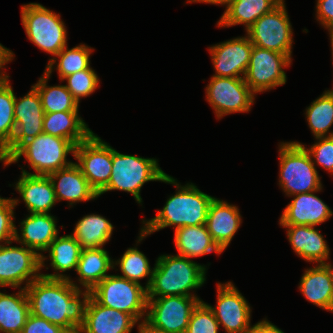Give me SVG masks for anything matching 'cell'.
<instances>
[{"label":"cell","instance_id":"cell-1","mask_svg":"<svg viewBox=\"0 0 333 333\" xmlns=\"http://www.w3.org/2000/svg\"><path fill=\"white\" fill-rule=\"evenodd\" d=\"M25 292L30 314L59 325L69 333H78L83 326L91 291L84 289L82 292L73 280L40 276L25 288Z\"/></svg>","mask_w":333,"mask_h":333},{"label":"cell","instance_id":"cell-2","mask_svg":"<svg viewBox=\"0 0 333 333\" xmlns=\"http://www.w3.org/2000/svg\"><path fill=\"white\" fill-rule=\"evenodd\" d=\"M161 182L176 185V194L170 196L162 210L148 220H143L144 227L140 231L138 242L147 235L168 226L175 227V230L183 226H197L206 224L208 208L214 197L201 192L194 184L181 186L177 181L165 175Z\"/></svg>","mask_w":333,"mask_h":333},{"label":"cell","instance_id":"cell-3","mask_svg":"<svg viewBox=\"0 0 333 333\" xmlns=\"http://www.w3.org/2000/svg\"><path fill=\"white\" fill-rule=\"evenodd\" d=\"M206 266L180 255H161L153 268L147 298L162 296H187L190 290L200 288L206 281Z\"/></svg>","mask_w":333,"mask_h":333},{"label":"cell","instance_id":"cell-4","mask_svg":"<svg viewBox=\"0 0 333 333\" xmlns=\"http://www.w3.org/2000/svg\"><path fill=\"white\" fill-rule=\"evenodd\" d=\"M279 185L288 196L318 192L320 177L305 146L299 142H282L279 148Z\"/></svg>","mask_w":333,"mask_h":333},{"label":"cell","instance_id":"cell-5","mask_svg":"<svg viewBox=\"0 0 333 333\" xmlns=\"http://www.w3.org/2000/svg\"><path fill=\"white\" fill-rule=\"evenodd\" d=\"M166 173L154 158L126 155L112 148V168L108 185L98 194L121 190L131 193L141 204V187L148 181H161Z\"/></svg>","mask_w":333,"mask_h":333},{"label":"cell","instance_id":"cell-6","mask_svg":"<svg viewBox=\"0 0 333 333\" xmlns=\"http://www.w3.org/2000/svg\"><path fill=\"white\" fill-rule=\"evenodd\" d=\"M70 152L74 156L75 145L70 140L42 132L23 143L12 154V163H16L24 155L36 173H29L21 167L22 173L48 175L73 163L66 159Z\"/></svg>","mask_w":333,"mask_h":333},{"label":"cell","instance_id":"cell-7","mask_svg":"<svg viewBox=\"0 0 333 333\" xmlns=\"http://www.w3.org/2000/svg\"><path fill=\"white\" fill-rule=\"evenodd\" d=\"M21 20L29 40L39 49L56 56L67 46V30L60 15L41 4L22 5Z\"/></svg>","mask_w":333,"mask_h":333},{"label":"cell","instance_id":"cell-8","mask_svg":"<svg viewBox=\"0 0 333 333\" xmlns=\"http://www.w3.org/2000/svg\"><path fill=\"white\" fill-rule=\"evenodd\" d=\"M91 296L102 306L132 315L137 321L147 312V290L141 285L118 275H108ZM146 310V311H145Z\"/></svg>","mask_w":333,"mask_h":333},{"label":"cell","instance_id":"cell-9","mask_svg":"<svg viewBox=\"0 0 333 333\" xmlns=\"http://www.w3.org/2000/svg\"><path fill=\"white\" fill-rule=\"evenodd\" d=\"M282 0L270 12L256 20L247 31L251 43L259 48L273 50L291 59L292 28Z\"/></svg>","mask_w":333,"mask_h":333},{"label":"cell","instance_id":"cell-10","mask_svg":"<svg viewBox=\"0 0 333 333\" xmlns=\"http://www.w3.org/2000/svg\"><path fill=\"white\" fill-rule=\"evenodd\" d=\"M198 297L162 296L147 298L146 321L167 333H185Z\"/></svg>","mask_w":333,"mask_h":333},{"label":"cell","instance_id":"cell-11","mask_svg":"<svg viewBox=\"0 0 333 333\" xmlns=\"http://www.w3.org/2000/svg\"><path fill=\"white\" fill-rule=\"evenodd\" d=\"M0 246V287L19 288L26 281V288L41 276L42 256L31 248Z\"/></svg>","mask_w":333,"mask_h":333},{"label":"cell","instance_id":"cell-12","mask_svg":"<svg viewBox=\"0 0 333 333\" xmlns=\"http://www.w3.org/2000/svg\"><path fill=\"white\" fill-rule=\"evenodd\" d=\"M291 61L285 54L253 45L245 83L255 94L283 85L287 79L283 67Z\"/></svg>","mask_w":333,"mask_h":333},{"label":"cell","instance_id":"cell-13","mask_svg":"<svg viewBox=\"0 0 333 333\" xmlns=\"http://www.w3.org/2000/svg\"><path fill=\"white\" fill-rule=\"evenodd\" d=\"M74 157L90 186L99 194L111 176L112 147L92 133L75 146Z\"/></svg>","mask_w":333,"mask_h":333},{"label":"cell","instance_id":"cell-14","mask_svg":"<svg viewBox=\"0 0 333 333\" xmlns=\"http://www.w3.org/2000/svg\"><path fill=\"white\" fill-rule=\"evenodd\" d=\"M254 96L255 93L244 78L212 76L206 87L207 101L218 118L230 113L250 111Z\"/></svg>","mask_w":333,"mask_h":333},{"label":"cell","instance_id":"cell-15","mask_svg":"<svg viewBox=\"0 0 333 333\" xmlns=\"http://www.w3.org/2000/svg\"><path fill=\"white\" fill-rule=\"evenodd\" d=\"M217 293V306H208L219 325H222L227 333H248L251 329V308L248 301L232 282L218 283Z\"/></svg>","mask_w":333,"mask_h":333},{"label":"cell","instance_id":"cell-16","mask_svg":"<svg viewBox=\"0 0 333 333\" xmlns=\"http://www.w3.org/2000/svg\"><path fill=\"white\" fill-rule=\"evenodd\" d=\"M44 114L40 95L33 86L31 91L21 99L18 100L15 96V133L7 146L11 155L23 143L43 132Z\"/></svg>","mask_w":333,"mask_h":333},{"label":"cell","instance_id":"cell-17","mask_svg":"<svg viewBox=\"0 0 333 333\" xmlns=\"http://www.w3.org/2000/svg\"><path fill=\"white\" fill-rule=\"evenodd\" d=\"M252 48L253 44L248 35L210 47L209 51L216 71L213 76L244 78L249 66Z\"/></svg>","mask_w":333,"mask_h":333},{"label":"cell","instance_id":"cell-18","mask_svg":"<svg viewBox=\"0 0 333 333\" xmlns=\"http://www.w3.org/2000/svg\"><path fill=\"white\" fill-rule=\"evenodd\" d=\"M137 322L132 315L102 306L90 296L78 333H130Z\"/></svg>","mask_w":333,"mask_h":333},{"label":"cell","instance_id":"cell-19","mask_svg":"<svg viewBox=\"0 0 333 333\" xmlns=\"http://www.w3.org/2000/svg\"><path fill=\"white\" fill-rule=\"evenodd\" d=\"M284 209L280 225H309L316 226L326 222L332 215L326 205L314 192L299 193Z\"/></svg>","mask_w":333,"mask_h":333},{"label":"cell","instance_id":"cell-20","mask_svg":"<svg viewBox=\"0 0 333 333\" xmlns=\"http://www.w3.org/2000/svg\"><path fill=\"white\" fill-rule=\"evenodd\" d=\"M241 222L237 206L214 197L208 208L205 225L212 239L222 251L230 244Z\"/></svg>","mask_w":333,"mask_h":333},{"label":"cell","instance_id":"cell-21","mask_svg":"<svg viewBox=\"0 0 333 333\" xmlns=\"http://www.w3.org/2000/svg\"><path fill=\"white\" fill-rule=\"evenodd\" d=\"M20 224L21 235L18 234L16 229L14 241L40 254L42 256V267H44L46 257L39 251H46L58 236L55 217L49 213H31Z\"/></svg>","mask_w":333,"mask_h":333},{"label":"cell","instance_id":"cell-22","mask_svg":"<svg viewBox=\"0 0 333 333\" xmlns=\"http://www.w3.org/2000/svg\"><path fill=\"white\" fill-rule=\"evenodd\" d=\"M52 182L57 201L67 200L70 205L98 196L76 163L47 175Z\"/></svg>","mask_w":333,"mask_h":333},{"label":"cell","instance_id":"cell-23","mask_svg":"<svg viewBox=\"0 0 333 333\" xmlns=\"http://www.w3.org/2000/svg\"><path fill=\"white\" fill-rule=\"evenodd\" d=\"M299 288L306 300L332 312L333 267L331 264H318L305 270Z\"/></svg>","mask_w":333,"mask_h":333},{"label":"cell","instance_id":"cell-24","mask_svg":"<svg viewBox=\"0 0 333 333\" xmlns=\"http://www.w3.org/2000/svg\"><path fill=\"white\" fill-rule=\"evenodd\" d=\"M15 189L30 213H49L57 202L52 182L47 175L22 173Z\"/></svg>","mask_w":333,"mask_h":333},{"label":"cell","instance_id":"cell-25","mask_svg":"<svg viewBox=\"0 0 333 333\" xmlns=\"http://www.w3.org/2000/svg\"><path fill=\"white\" fill-rule=\"evenodd\" d=\"M287 228L288 240L298 256L308 262L327 264L329 247L315 226L282 225Z\"/></svg>","mask_w":333,"mask_h":333},{"label":"cell","instance_id":"cell-26","mask_svg":"<svg viewBox=\"0 0 333 333\" xmlns=\"http://www.w3.org/2000/svg\"><path fill=\"white\" fill-rule=\"evenodd\" d=\"M78 115V111L45 113L43 132L68 139L76 146L93 133Z\"/></svg>","mask_w":333,"mask_h":333},{"label":"cell","instance_id":"cell-27","mask_svg":"<svg viewBox=\"0 0 333 333\" xmlns=\"http://www.w3.org/2000/svg\"><path fill=\"white\" fill-rule=\"evenodd\" d=\"M175 247L180 256L187 258L199 257L215 252L223 251L212 239L205 224L197 226H183L175 230Z\"/></svg>","mask_w":333,"mask_h":333},{"label":"cell","instance_id":"cell-28","mask_svg":"<svg viewBox=\"0 0 333 333\" xmlns=\"http://www.w3.org/2000/svg\"><path fill=\"white\" fill-rule=\"evenodd\" d=\"M114 263L103 248L82 249L76 269L80 285L91 291L108 276L106 273L115 267Z\"/></svg>","mask_w":333,"mask_h":333},{"label":"cell","instance_id":"cell-29","mask_svg":"<svg viewBox=\"0 0 333 333\" xmlns=\"http://www.w3.org/2000/svg\"><path fill=\"white\" fill-rule=\"evenodd\" d=\"M281 1L282 0H236L226 7L217 25L218 27H229L244 24L246 31H248L256 20L270 12Z\"/></svg>","mask_w":333,"mask_h":333},{"label":"cell","instance_id":"cell-30","mask_svg":"<svg viewBox=\"0 0 333 333\" xmlns=\"http://www.w3.org/2000/svg\"><path fill=\"white\" fill-rule=\"evenodd\" d=\"M56 58L50 59L45 73L33 87L38 91L44 113L61 111H78L79 102L68 91L65 85L47 86V81L53 71Z\"/></svg>","mask_w":333,"mask_h":333},{"label":"cell","instance_id":"cell-31","mask_svg":"<svg viewBox=\"0 0 333 333\" xmlns=\"http://www.w3.org/2000/svg\"><path fill=\"white\" fill-rule=\"evenodd\" d=\"M19 289L13 295L0 292V332L21 333L30 314L25 288Z\"/></svg>","mask_w":333,"mask_h":333},{"label":"cell","instance_id":"cell-32","mask_svg":"<svg viewBox=\"0 0 333 333\" xmlns=\"http://www.w3.org/2000/svg\"><path fill=\"white\" fill-rule=\"evenodd\" d=\"M82 248L76 239L70 234L62 237H56L46 250L49 252L51 266L57 273L41 274L50 279H69L65 274H59L58 271L65 272L71 269H77L79 257Z\"/></svg>","mask_w":333,"mask_h":333},{"label":"cell","instance_id":"cell-33","mask_svg":"<svg viewBox=\"0 0 333 333\" xmlns=\"http://www.w3.org/2000/svg\"><path fill=\"white\" fill-rule=\"evenodd\" d=\"M113 225L103 216L90 214L84 216L76 223L74 233L71 234L85 248H103L110 240Z\"/></svg>","mask_w":333,"mask_h":333},{"label":"cell","instance_id":"cell-34","mask_svg":"<svg viewBox=\"0 0 333 333\" xmlns=\"http://www.w3.org/2000/svg\"><path fill=\"white\" fill-rule=\"evenodd\" d=\"M306 118L315 138L333 136V132L328 133L333 124V90L325 91L307 107Z\"/></svg>","mask_w":333,"mask_h":333},{"label":"cell","instance_id":"cell-35","mask_svg":"<svg viewBox=\"0 0 333 333\" xmlns=\"http://www.w3.org/2000/svg\"><path fill=\"white\" fill-rule=\"evenodd\" d=\"M8 75H0V145L8 146L15 133V93Z\"/></svg>","mask_w":333,"mask_h":333},{"label":"cell","instance_id":"cell-36","mask_svg":"<svg viewBox=\"0 0 333 333\" xmlns=\"http://www.w3.org/2000/svg\"><path fill=\"white\" fill-rule=\"evenodd\" d=\"M114 265H119L123 275L120 277L126 278L131 282L140 284L139 280L149 277L145 289L148 290L151 281L153 270L150 268L147 257L137 248H128L121 259L115 261Z\"/></svg>","mask_w":333,"mask_h":333},{"label":"cell","instance_id":"cell-37","mask_svg":"<svg viewBox=\"0 0 333 333\" xmlns=\"http://www.w3.org/2000/svg\"><path fill=\"white\" fill-rule=\"evenodd\" d=\"M91 47L85 44H80L74 48L68 50V47H64L56 57L59 58L57 64V70L60 80L62 81L66 76L74 74L85 69L90 68V55L92 53Z\"/></svg>","mask_w":333,"mask_h":333},{"label":"cell","instance_id":"cell-38","mask_svg":"<svg viewBox=\"0 0 333 333\" xmlns=\"http://www.w3.org/2000/svg\"><path fill=\"white\" fill-rule=\"evenodd\" d=\"M63 80L67 81L66 88L78 102H80L81 97L92 94L99 83L98 75L91 67L66 76Z\"/></svg>","mask_w":333,"mask_h":333},{"label":"cell","instance_id":"cell-39","mask_svg":"<svg viewBox=\"0 0 333 333\" xmlns=\"http://www.w3.org/2000/svg\"><path fill=\"white\" fill-rule=\"evenodd\" d=\"M220 325L208 304L200 301L192 311L185 333H218Z\"/></svg>","mask_w":333,"mask_h":333},{"label":"cell","instance_id":"cell-40","mask_svg":"<svg viewBox=\"0 0 333 333\" xmlns=\"http://www.w3.org/2000/svg\"><path fill=\"white\" fill-rule=\"evenodd\" d=\"M18 199H6L0 197V244L6 245L8 242H12L15 239L16 225L13 222L14 208L18 204Z\"/></svg>","mask_w":333,"mask_h":333},{"label":"cell","instance_id":"cell-41","mask_svg":"<svg viewBox=\"0 0 333 333\" xmlns=\"http://www.w3.org/2000/svg\"><path fill=\"white\" fill-rule=\"evenodd\" d=\"M316 139L318 142L313 144L311 148H306V150L310 154L314 165L317 163L333 174V136L317 137Z\"/></svg>","mask_w":333,"mask_h":333},{"label":"cell","instance_id":"cell-42","mask_svg":"<svg viewBox=\"0 0 333 333\" xmlns=\"http://www.w3.org/2000/svg\"><path fill=\"white\" fill-rule=\"evenodd\" d=\"M21 333H69L59 325L29 314Z\"/></svg>","mask_w":333,"mask_h":333},{"label":"cell","instance_id":"cell-43","mask_svg":"<svg viewBox=\"0 0 333 333\" xmlns=\"http://www.w3.org/2000/svg\"><path fill=\"white\" fill-rule=\"evenodd\" d=\"M316 18L329 30L333 29V0H317Z\"/></svg>","mask_w":333,"mask_h":333},{"label":"cell","instance_id":"cell-44","mask_svg":"<svg viewBox=\"0 0 333 333\" xmlns=\"http://www.w3.org/2000/svg\"><path fill=\"white\" fill-rule=\"evenodd\" d=\"M248 333H284L276 325H273L271 322L266 319L258 322L257 324L251 326V329Z\"/></svg>","mask_w":333,"mask_h":333},{"label":"cell","instance_id":"cell-45","mask_svg":"<svg viewBox=\"0 0 333 333\" xmlns=\"http://www.w3.org/2000/svg\"><path fill=\"white\" fill-rule=\"evenodd\" d=\"M14 54L11 50L5 48L2 44H0V69L4 67V64H7L9 61H12L14 58ZM0 75H7L5 72L2 73L0 70Z\"/></svg>","mask_w":333,"mask_h":333},{"label":"cell","instance_id":"cell-46","mask_svg":"<svg viewBox=\"0 0 333 333\" xmlns=\"http://www.w3.org/2000/svg\"><path fill=\"white\" fill-rule=\"evenodd\" d=\"M139 333H167L166 331L154 328L145 319L138 325Z\"/></svg>","mask_w":333,"mask_h":333},{"label":"cell","instance_id":"cell-47","mask_svg":"<svg viewBox=\"0 0 333 333\" xmlns=\"http://www.w3.org/2000/svg\"><path fill=\"white\" fill-rule=\"evenodd\" d=\"M0 161L4 162V166L12 163V155L10 154L8 148L4 145H0Z\"/></svg>","mask_w":333,"mask_h":333},{"label":"cell","instance_id":"cell-48","mask_svg":"<svg viewBox=\"0 0 333 333\" xmlns=\"http://www.w3.org/2000/svg\"><path fill=\"white\" fill-rule=\"evenodd\" d=\"M236 0H188V2H202V3H209V4H221L226 5L227 7Z\"/></svg>","mask_w":333,"mask_h":333},{"label":"cell","instance_id":"cell-49","mask_svg":"<svg viewBox=\"0 0 333 333\" xmlns=\"http://www.w3.org/2000/svg\"><path fill=\"white\" fill-rule=\"evenodd\" d=\"M329 34H330L331 49H332V56H333V29L329 30Z\"/></svg>","mask_w":333,"mask_h":333}]
</instances>
